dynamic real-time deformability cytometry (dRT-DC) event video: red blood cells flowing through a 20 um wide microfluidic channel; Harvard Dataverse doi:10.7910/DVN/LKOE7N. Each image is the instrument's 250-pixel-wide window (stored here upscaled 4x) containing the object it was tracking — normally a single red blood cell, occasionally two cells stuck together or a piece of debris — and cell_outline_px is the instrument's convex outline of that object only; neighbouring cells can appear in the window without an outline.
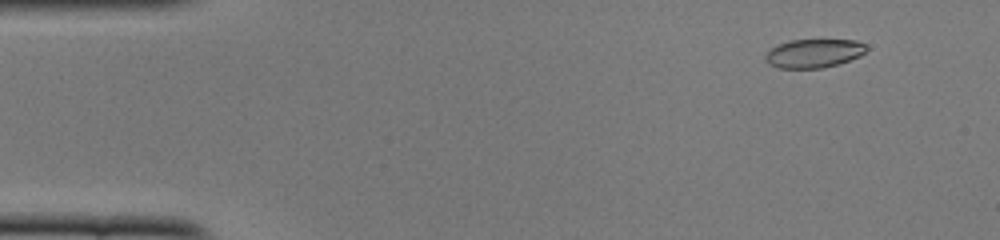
{"species": "common noctule bat (a hibernating species)", "species_latin": "Nyctalus noctula", "temperature_condition": "cold", "stored_images_in_passage": 51, "camera_frame_rate_fps": 3000, "um_per_image_px": 0.085, "animal": {"sex": "female", "body_mass_g": 22.0, "forearm_length_mm": 56.7}, "frame": {"image": 1, "passage_image": 5, "time_ms": 1.333, "image_size_px": [1000, 240], "cell_outline_px": [[868, 48], [860, 56], [836, 64], [820, 68], [780, 68], [768, 64], [764, 60], [764, 56], [772, 48], [780, 44], [792, 40], [856, 40], [864, 44]], "centroid_in_image_um": [69.16, 4.53], "position_along_channel_um": 15.8, "area_um2": 16.65}}
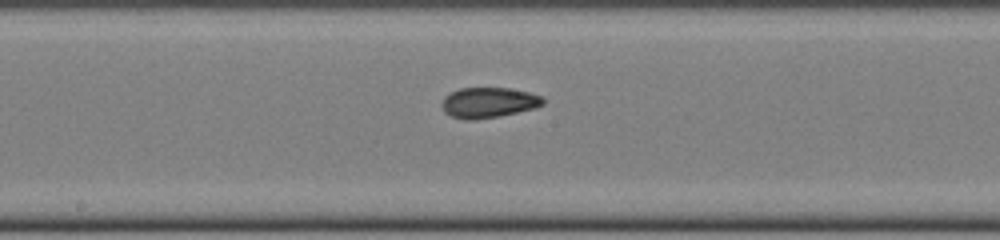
{"frame": {"image": 2, "passage_image": 27, "time_ms": 8.667, "image_size_px": [1000, 240], "cell_outline_px": [[544, 104], [536, 108], [496, 116], [472, 120], [464, 120], [452, 116], [444, 112], [440, 104], [444, 96], [460, 88], [508, 88], [528, 92], [540, 96], [544, 100]], "centroid_in_image_um": [41.49, 8.72], "position_along_channel_um": 206.7, "area_um2": 17.8}}
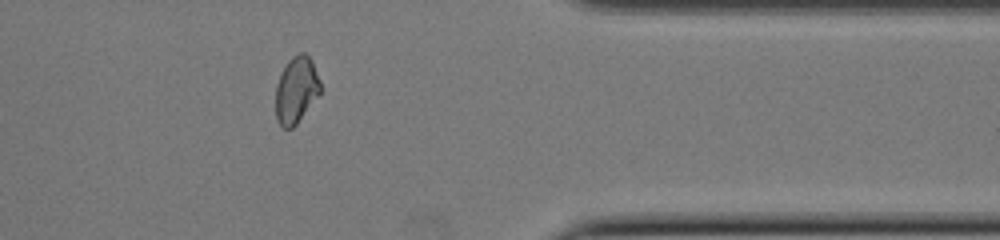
{"frame": {"image": 3, "passage_image": 42, "time_ms": 13.667, "image_size_px": [1000, 240], "cell_outline_px": [[320, 92], [296, 124], [292, 128], [284, 128], [276, 120], [276, 84], [280, 72], [288, 60], [292, 56], [300, 52], [304, 52], [312, 60], [320, 80]], "centroid_in_image_um": [25.16, 7.61], "position_along_channel_um": 386.2, "area_um2": 17.28}, "authors_computed_cell_mechanics": {"area_um2": 17.8602, "velocity_mm_per_s": 3.914, "shape_relaxation_time_tau1_ms": null, "shape_relaxation_time_tau2_ms": 2.5493, "deformation_change_tau1": null, "deformation_change_tau2": 0.0691}}